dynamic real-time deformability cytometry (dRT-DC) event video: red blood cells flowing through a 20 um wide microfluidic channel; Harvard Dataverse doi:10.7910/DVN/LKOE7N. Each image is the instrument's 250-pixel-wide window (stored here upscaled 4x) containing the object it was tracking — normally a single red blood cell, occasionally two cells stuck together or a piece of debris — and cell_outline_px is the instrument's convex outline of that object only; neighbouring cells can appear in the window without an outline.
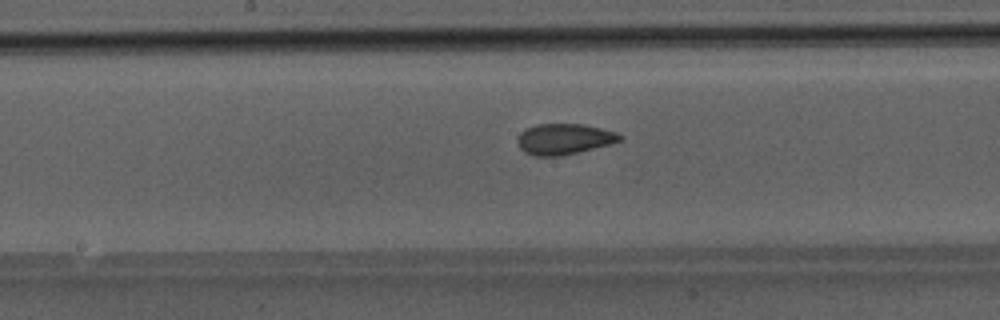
{"species": "Egyptian fruit bat (a non-hibernating species)", "species_latin": "Rousettus aegyptiacus", "temperature_condition": "room temperature", "stored_images_in_passage": 39, "camera_frame_rate_fps": 3000, "um_per_image_px": 0.085, "animal": {"sex": "male"}, "frame": {"image": 1, "passage_image": 16, "time_ms": 5.0, "image_size_px": [1000, 320], "cell_outline_px": [[624, 136], [620, 140], [612, 144], [560, 156], [536, 156], [524, 152], [520, 148], [516, 140], [520, 132], [536, 124], [584, 124], [616, 132]], "centroid_in_image_um": [47.94, 11.82], "position_along_channel_um": 200.3, "area_um2": 18.38}}
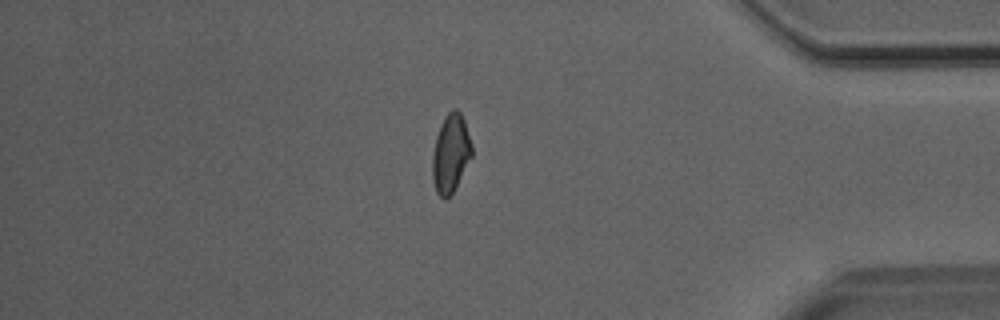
{"frame": {"image": 2, "passage_image": 32, "time_ms": 10.333, "image_size_px": [1000, 320], "cell_outline_px": [[472, 156], [452, 192], [444, 200], [436, 192], [432, 176], [432, 156], [436, 136], [440, 124], [444, 116], [452, 108], [456, 108], [460, 112], [464, 120], [472, 144]], "centroid_in_image_um": [38.3, 12.99], "position_along_channel_um": 396.9, "area_um2": 17.92}}
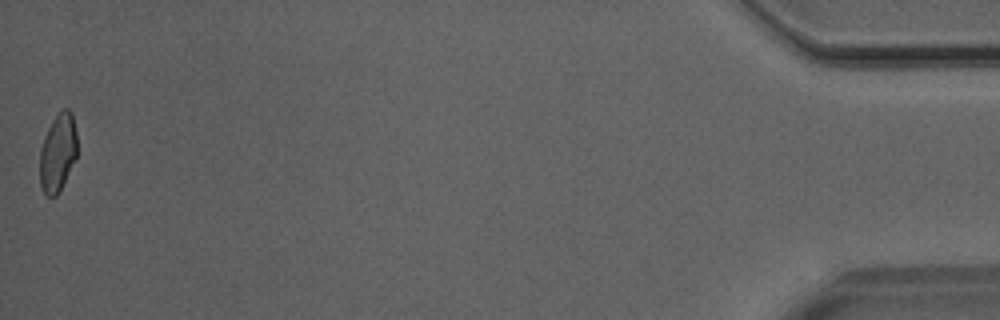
{"frame": {"image": 3, "passage_image": 39, "time_ms": 12.667, "image_size_px": [1000, 320], "cell_outline_px": [[76, 156], [56, 196], [48, 196], [44, 192], [40, 184], [40, 148], [44, 136], [52, 120], [64, 108], [68, 108], [72, 112], [76, 132]], "centroid_in_image_um": [4.9, 12.93], "position_along_channel_um": 430.3, "area_um2": 16.59}}